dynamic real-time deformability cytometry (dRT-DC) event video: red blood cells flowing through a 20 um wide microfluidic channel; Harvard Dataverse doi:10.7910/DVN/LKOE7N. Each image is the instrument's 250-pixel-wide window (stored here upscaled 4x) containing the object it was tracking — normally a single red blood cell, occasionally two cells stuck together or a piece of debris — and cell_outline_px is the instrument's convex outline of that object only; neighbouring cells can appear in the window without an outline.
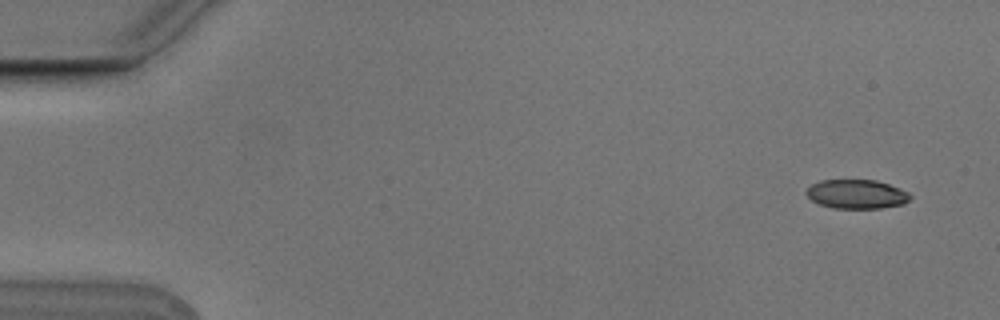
{"species": "Egyptian fruit bat (a non-hibernating species)", "species_latin": "Rousettus aegyptiacus", "temperature_condition": "cold", "stored_images_in_passage": 6, "camera_frame_rate_fps": 3000, "um_per_image_px": 0.085, "animal": {"sex": "male"}, "frame": {"image": 1, "passage_image": 1, "time_ms": 0.0, "image_size_px": [1000, 320], "cell_outline_px": [[912, 196], [904, 204], [880, 208], [832, 208], [820, 204], [812, 200], [804, 192], [812, 184], [820, 180], [876, 180], [888, 184], [908, 192]], "centroid_in_image_um": [72.8, 16.5], "position_along_channel_um": 12.2, "area_um2": 17.51}}
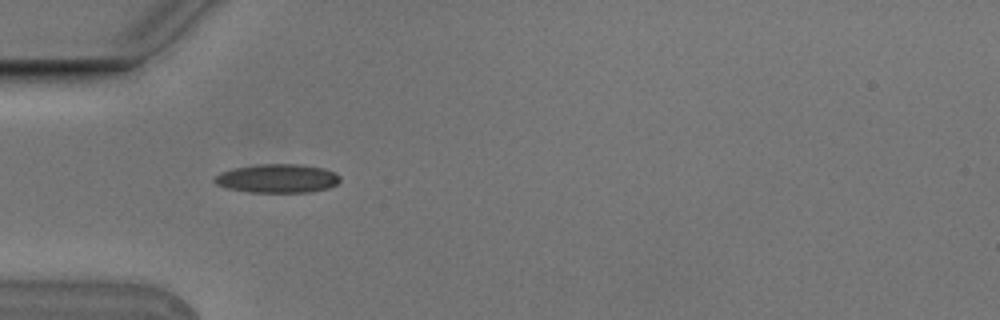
{"frame": {"image": 2, "passage_image": 5, "time_ms": 1.333, "image_size_px": [1000, 320], "cell_outline_px": [[340, 180], [336, 184], [328, 188], [312, 192], [252, 192], [228, 188], [216, 184], [212, 180], [220, 172], [236, 168], [256, 164], [300, 164], [324, 168], [336, 172], [340, 176]], "centroid_in_image_um": [23.61, 15.16], "position_along_channel_um": 61.4, "area_um2": 21.04}}